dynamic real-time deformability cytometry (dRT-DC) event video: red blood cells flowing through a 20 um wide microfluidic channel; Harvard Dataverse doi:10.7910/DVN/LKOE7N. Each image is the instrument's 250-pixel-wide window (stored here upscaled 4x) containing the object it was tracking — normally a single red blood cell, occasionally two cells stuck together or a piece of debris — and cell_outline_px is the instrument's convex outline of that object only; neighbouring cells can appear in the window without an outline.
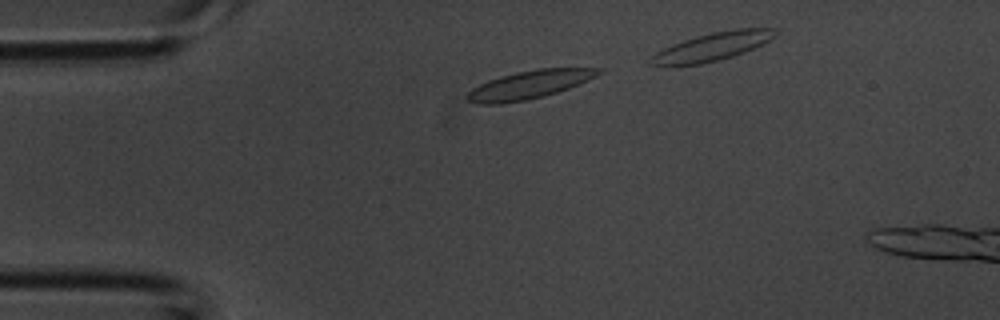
{"species": "common noctule bat (a hibernating species)", "species_latin": "Nyctalus noctula", "temperature_condition": "room temperature", "stored_images_in_passage": 12, "camera_frame_rate_fps": 3000, "um_per_image_px": 0.085, "animal": {"sex": "male", "body_mass_g": 20.1, "forearm_length_mm": 53.5}, "frame": {"image": 1, "passage_image": 3, "time_ms": 0.667, "image_size_px": [1000, 320], "cell_outline_px": [[604, 72], [588, 80], [568, 88], [544, 96], [528, 100], [500, 104], [480, 104], [468, 100], [464, 96], [472, 88], [488, 80], [500, 76], [516, 72], [540, 68], [604, 68]], "centroid_in_image_um": [44.99, 7.2], "position_along_channel_um": 40.0, "area_um2": 21.62}}
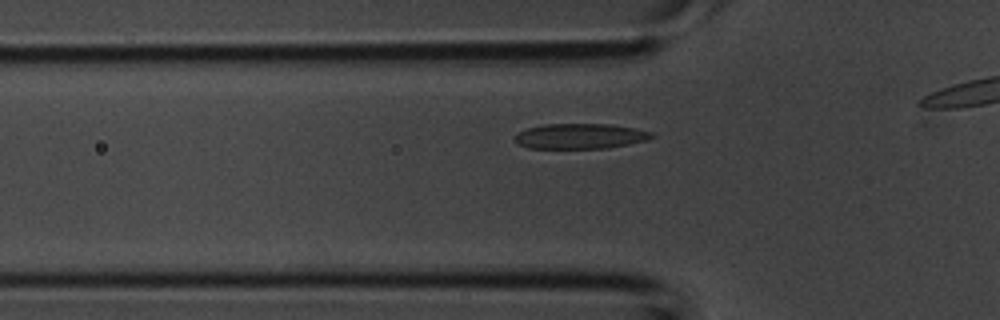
{"frame": {"image": 2, "passage_image": 7, "time_ms": 2.0, "image_size_px": [1000, 320], "cell_outline_px": [[656, 136], [648, 140], [628, 144], [604, 148], [528, 148], [516, 144], [512, 136], [528, 128], [544, 124], [612, 124], [652, 132]], "centroid_in_image_um": [49.29, 11.57], "position_along_channel_um": 76.5, "area_um2": 20.17}}
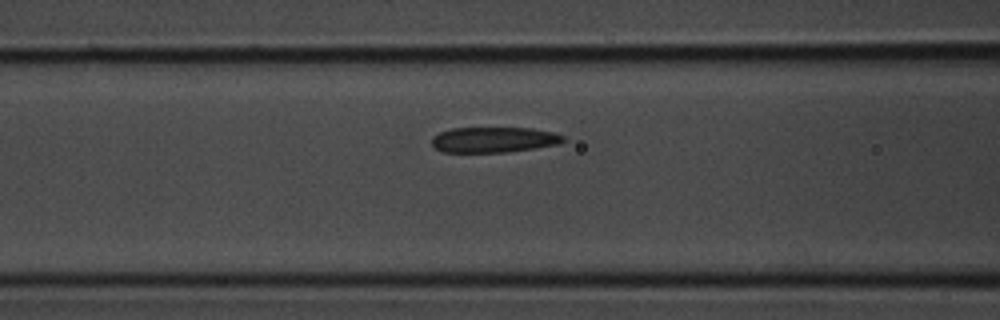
{"frame": {"image": 3, "passage_image": 10, "time_ms": 3.0, "image_size_px": [1000, 320], "cell_outline_px": [[564, 140], [560, 144], [508, 152], [444, 152], [436, 148], [432, 144], [432, 136], [440, 132], [452, 128], [532, 128], [552, 132], [564, 136]], "centroid_in_image_um": [41.97, 11.87], "position_along_channel_um": 124.6, "area_um2": 19.48}}